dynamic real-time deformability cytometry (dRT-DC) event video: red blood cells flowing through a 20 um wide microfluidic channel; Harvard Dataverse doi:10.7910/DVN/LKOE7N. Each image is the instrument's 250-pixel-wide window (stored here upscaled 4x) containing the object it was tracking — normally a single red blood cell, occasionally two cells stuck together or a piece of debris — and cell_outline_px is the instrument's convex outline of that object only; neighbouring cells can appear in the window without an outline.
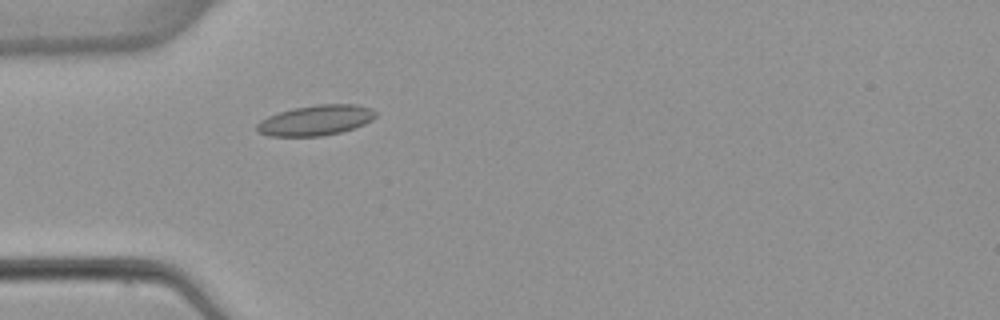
{"species": "common noctule bat (a hibernating species)", "species_latin": "Nyctalus noctula", "temperature_condition": "warm", "stored_images_in_passage": 3, "camera_frame_rate_fps": 3000, "um_per_image_px": 0.085, "animal": {"sex": "female", "body_mass_g": 22.7, "forearm_length_mm": 54.2}, "frame": {"image": 1, "passage_image": 3, "time_ms": 3.333, "image_size_px": [1000, 320], "cell_outline_px": [[376, 116], [372, 120], [364, 124], [340, 132], [320, 136], [268, 136], [256, 132], [256, 124], [260, 120], [268, 116], [292, 108], [320, 104], [356, 104], [372, 108], [376, 112]], "centroid_in_image_um": [26.81, 10.22], "position_along_channel_um": 58.2, "area_um2": 21.04}}